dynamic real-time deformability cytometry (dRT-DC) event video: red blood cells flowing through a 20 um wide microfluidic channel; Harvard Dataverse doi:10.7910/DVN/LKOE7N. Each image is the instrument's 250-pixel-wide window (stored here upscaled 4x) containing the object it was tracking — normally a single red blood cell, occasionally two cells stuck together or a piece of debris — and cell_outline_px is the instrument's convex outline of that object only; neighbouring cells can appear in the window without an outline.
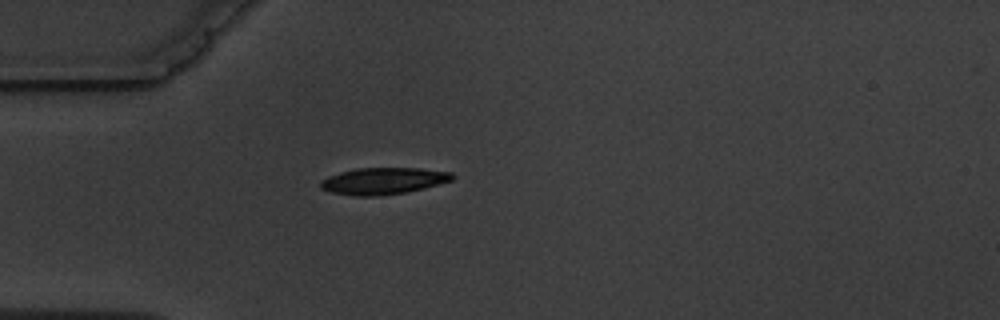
{"species": "common noctule bat (a hibernating species)", "species_latin": "Nyctalus noctula", "temperature_condition": "warm", "stored_images_in_passage": 1, "camera_frame_rate_fps": 3000, "um_per_image_px": 0.085, "animal": {"sex": "male", "body_mass_g": 19.5, "forearm_length_mm": 54.6}, "frame": {"image": 1, "passage_image": 1, "time_ms": 0.0, "image_size_px": [1000, 320], "cell_outline_px": [[456, 176], [452, 180], [424, 188], [404, 192], [376, 196], [352, 196], [332, 192], [320, 188], [320, 180], [328, 176], [340, 172], [356, 168], [420, 168], [452, 172]], "centroid_in_image_um": [32.57, 15.37], "position_along_channel_um": 52.4, "area_um2": 20.52}}